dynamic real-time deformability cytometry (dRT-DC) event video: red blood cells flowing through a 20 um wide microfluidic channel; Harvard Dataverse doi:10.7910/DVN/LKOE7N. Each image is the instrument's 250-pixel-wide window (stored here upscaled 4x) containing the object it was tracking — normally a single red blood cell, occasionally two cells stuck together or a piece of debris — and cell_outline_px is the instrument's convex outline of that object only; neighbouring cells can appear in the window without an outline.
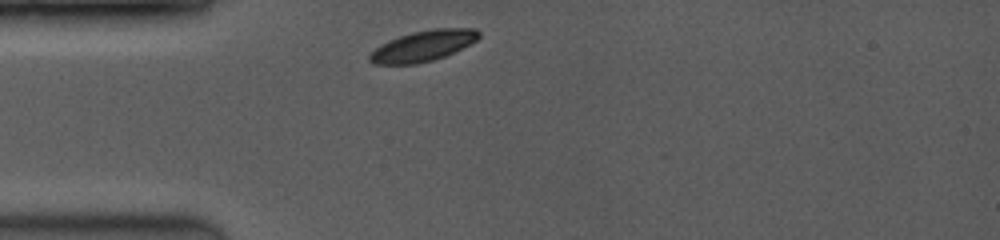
{"species": "common noctule bat (a hibernating species)", "species_latin": "Nyctalus noctula", "temperature_condition": "room temperature", "stored_images_in_passage": 31, "camera_frame_rate_fps": 3500, "um_per_image_px": 0.085, "animal": {"sex": "female", "body_mass_g": 19.0, "forearm_length_mm": 53.3}, "frame": {"image": 1, "passage_image": 1, "time_ms": 0.0, "image_size_px": [1000, 240], "cell_outline_px": [[480, 36], [476, 40], [444, 56], [432, 60], [416, 64], [372, 64], [368, 60], [368, 56], [376, 48], [388, 40], [412, 32], [432, 28], [476, 28], [480, 32]], "centroid_in_image_um": [35.94, 3.89], "position_along_channel_um": 49.1, "area_um2": 19.36}}
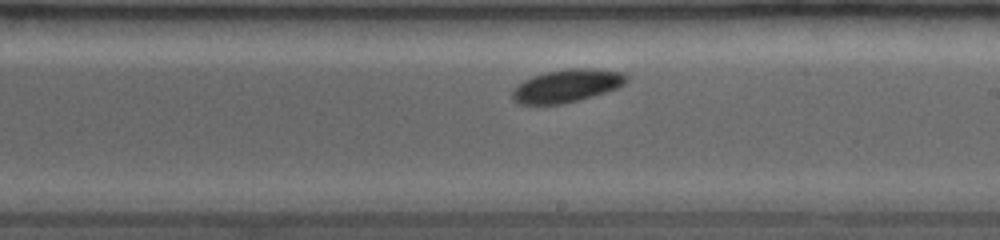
{"frame": {"image": 2, "passage_image": 17, "time_ms": 5.143, "image_size_px": [1000, 240], "cell_outline_px": [[628, 80], [624, 84], [616, 88], [592, 96], [560, 104], [520, 104], [512, 100], [512, 88], [524, 80], [532, 76], [544, 72], [568, 68], [592, 68], [624, 72], [628, 76]], "centroid_in_image_um": [48.16, 7.27], "position_along_channel_um": 240.8, "area_um2": 21.91}}
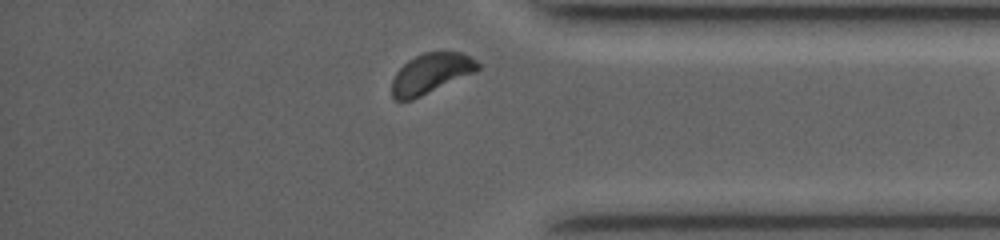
{"frame": {"image": 3, "passage_image": 29, "time_ms": 9.143, "image_size_px": [1000, 240], "cell_outline_px": [[480, 68], [476, 72], [412, 100], [396, 100], [392, 96], [392, 80], [396, 72], [408, 60], [424, 52], [460, 52], [476, 60], [480, 64]], "centroid_in_image_um": [36.63, 6.25], "position_along_channel_um": 398.6, "area_um2": 20.0}}